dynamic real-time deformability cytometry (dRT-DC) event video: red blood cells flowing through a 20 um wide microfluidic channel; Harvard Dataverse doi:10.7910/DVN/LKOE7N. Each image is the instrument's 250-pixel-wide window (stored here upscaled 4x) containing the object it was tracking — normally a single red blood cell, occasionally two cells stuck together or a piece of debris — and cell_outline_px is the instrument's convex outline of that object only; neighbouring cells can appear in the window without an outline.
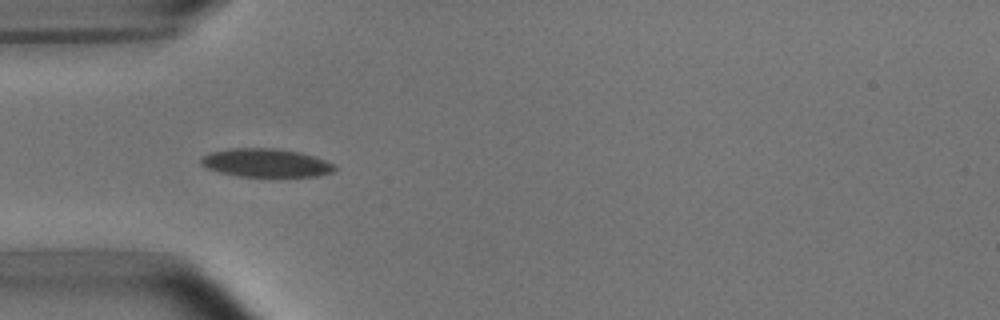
{"species": "common noctule bat (a hibernating species)", "species_latin": "Nyctalus noctula", "temperature_condition": "room temperature", "stored_images_in_passage": 1, "camera_frame_rate_fps": 3000, "um_per_image_px": 0.085, "animal": {"sex": "male", "body_mass_g": 15.6}, "frame": {"image": 1, "passage_image": 1, "time_ms": 0.0, "image_size_px": [1000, 320], "cell_outline_px": [[336, 168], [332, 172], [316, 176], [240, 176], [220, 172], [208, 168], [200, 164], [200, 160], [204, 156], [212, 152], [228, 148], [276, 148], [300, 152], [324, 160], [332, 164]], "centroid_in_image_um": [22.58, 13.83], "position_along_channel_um": 62.4, "area_um2": 21.79}}